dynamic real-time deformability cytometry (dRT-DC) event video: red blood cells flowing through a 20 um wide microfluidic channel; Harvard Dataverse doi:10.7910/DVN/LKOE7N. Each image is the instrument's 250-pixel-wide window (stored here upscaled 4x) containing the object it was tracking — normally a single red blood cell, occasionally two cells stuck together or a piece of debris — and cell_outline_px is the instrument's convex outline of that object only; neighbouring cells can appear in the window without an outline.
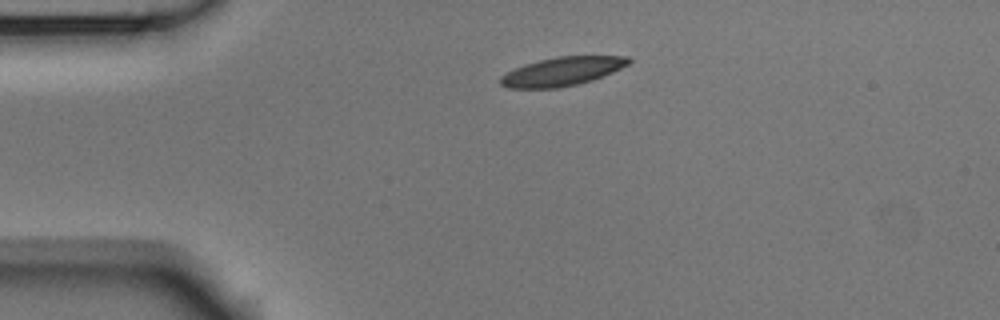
{"species": "Egyptian fruit bat (a non-hibernating species)", "species_latin": "Rousettus aegyptiacus", "temperature_condition": "room temperature", "stored_images_in_passage": 44, "camera_frame_rate_fps": 3000, "um_per_image_px": 0.085, "animal": {"sex": "male"}, "frame": {"image": 1, "passage_image": 1, "time_ms": 0.0, "image_size_px": [1000, 320], "cell_outline_px": [[632, 60], [628, 64], [604, 76], [592, 80], [576, 84], [556, 88], [508, 88], [500, 84], [500, 76], [524, 64], [556, 56], [628, 56]], "centroid_in_image_um": [47.78, 6.07], "position_along_channel_um": 37.2, "area_um2": 21.27}}
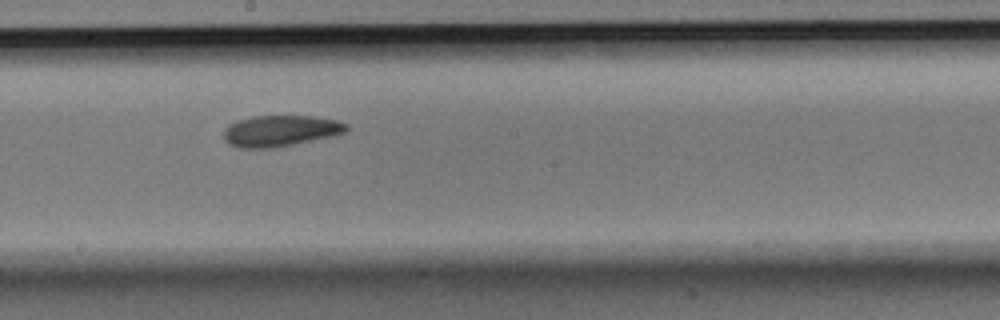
{"frame": {"image": 2, "passage_image": 19, "time_ms": 6.0, "image_size_px": [1000, 320], "cell_outline_px": [[348, 128], [344, 132], [332, 136], [272, 148], [240, 148], [228, 144], [224, 140], [224, 128], [228, 124], [236, 120], [252, 116], [312, 116], [336, 120], [348, 124]], "centroid_in_image_um": [23.78, 11.11], "position_along_channel_um": 224.4, "area_um2": 22.25}}
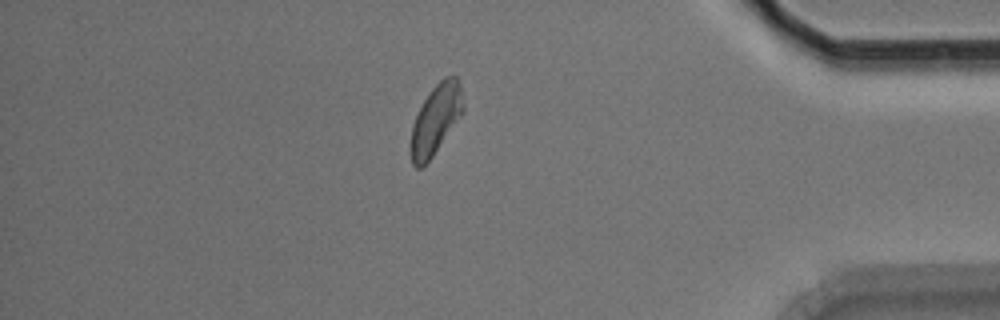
{"frame": {"image": 3, "passage_image": 36, "time_ms": 11.667, "image_size_px": [1000, 320], "cell_outline_px": [[464, 112], [432, 156], [420, 168], [416, 168], [412, 164], [412, 124], [428, 92], [444, 76], [456, 76], [460, 80], [464, 104]], "centroid_in_image_um": [37.08, 10.08], "position_along_channel_um": 398.1, "area_um2": 20.98}, "authors_computed_cell_mechanics": {"area_um2": 21.7328, "velocity_mm_per_s": 3.6686, "shape_relaxation_time_tau1_ms": 3.7201, "shape_relaxation_time_tau2_ms": 6.4465, "deformation_change_tau1": 0.1294, "deformation_change_tau2": 0.128}}